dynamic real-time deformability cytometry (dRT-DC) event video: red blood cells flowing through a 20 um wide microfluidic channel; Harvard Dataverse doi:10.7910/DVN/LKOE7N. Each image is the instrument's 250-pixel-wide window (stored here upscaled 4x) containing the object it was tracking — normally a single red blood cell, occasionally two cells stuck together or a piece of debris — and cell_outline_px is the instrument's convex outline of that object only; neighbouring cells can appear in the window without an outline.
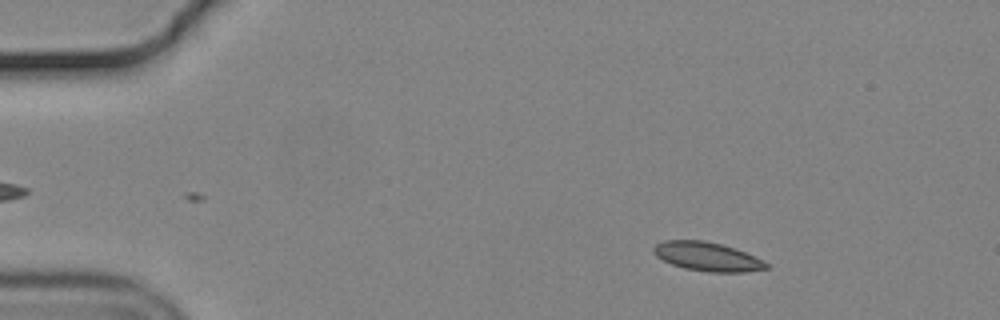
{"species": "common noctule bat (a hibernating species)", "species_latin": "Nyctalus noctula", "temperature_condition": "cold", "stored_images_in_passage": 57, "camera_frame_rate_fps": 3000, "um_per_image_px": 0.085, "animal": {"sex": "male", "body_mass_g": 19.2, "forearm_length_mm": 51.8}, "frame": {"image": 1, "passage_image": 9, "time_ms": 2.667, "image_size_px": [1000, 320], "cell_outline_px": [[768, 268], [744, 272], [708, 272], [684, 268], [672, 264], [656, 256], [652, 252], [652, 248], [656, 244], [664, 240], [704, 240], [736, 248], [768, 264]], "centroid_in_image_um": [60.06, 21.8], "position_along_channel_um": 24.9, "area_um2": 18.79}}
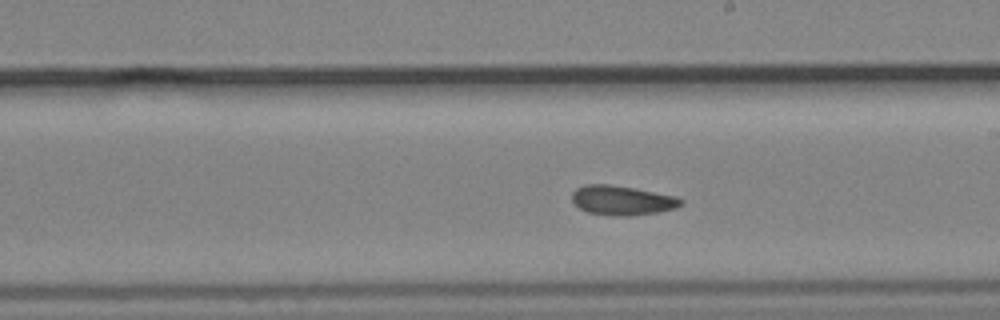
{"frame": {"image": 2, "passage_image": 33, "time_ms": 10.667, "image_size_px": [1000, 320], "cell_outline_px": [[684, 204], [676, 208], [656, 212], [628, 216], [624, 216], [588, 212], [580, 208], [572, 200], [572, 192], [576, 188], [584, 184], [608, 184], [632, 188], [676, 196], [684, 200]], "centroid_in_image_um": [52.89, 17.02], "position_along_channel_um": 236.1, "area_um2": 18.5}}
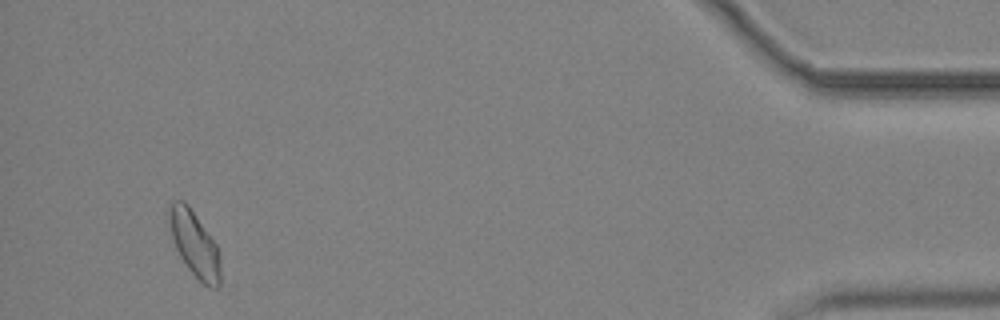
{"frame": {"image": 3, "passage_image": 54, "time_ms": 17.667, "image_size_px": [1000, 320], "cell_outline_px": [[220, 288], [208, 288], [188, 268], [180, 256], [176, 248], [172, 236], [168, 220], [168, 212], [172, 204], [176, 200], [184, 200], [188, 204], [216, 244], [220, 268]], "centroid_in_image_um": [16.54, 20.75], "position_along_channel_um": 418.7, "area_um2": 19.19}, "authors_computed_cell_mechanics": {"area_um2": 18.6116, "velocity_mm_per_s": 3.6449, "shape_relaxation_time_tau1_ms": null, "shape_relaxation_time_tau2_ms": 7.084, "deformation_change_tau1": null, "deformation_change_tau2": 0.1002}}